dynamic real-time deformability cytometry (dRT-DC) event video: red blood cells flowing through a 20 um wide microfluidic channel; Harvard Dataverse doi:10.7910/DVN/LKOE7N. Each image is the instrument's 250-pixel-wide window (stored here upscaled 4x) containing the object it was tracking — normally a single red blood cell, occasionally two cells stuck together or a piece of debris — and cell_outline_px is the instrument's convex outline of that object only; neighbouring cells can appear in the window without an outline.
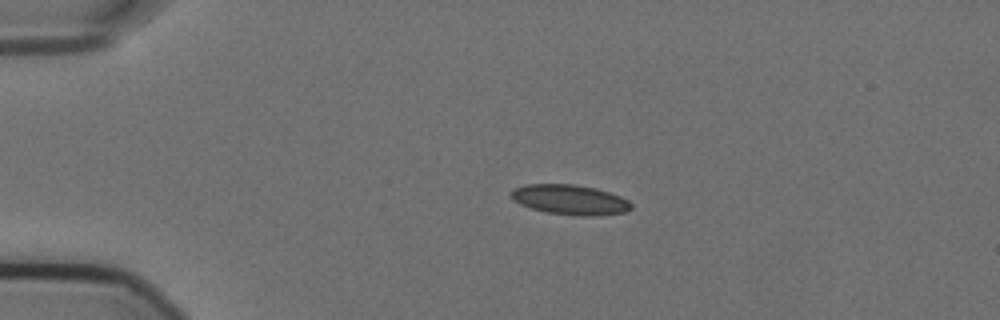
{"species": "Egyptian fruit bat (a non-hibernating species)", "species_latin": "Rousettus aegyptiacus", "temperature_condition": "cold", "stored_images_in_passage": 8, "camera_frame_rate_fps": 3000, "um_per_image_px": 0.085, "animal": {"sex": "female"}, "frame": {"image": 1, "passage_image": 1, "time_ms": 0.0, "image_size_px": [1000, 320], "cell_outline_px": [[632, 208], [624, 212], [600, 216], [576, 216], [544, 212], [520, 204], [512, 200], [508, 196], [508, 192], [512, 188], [524, 184], [576, 184], [596, 188], [620, 196], [628, 200], [632, 204]], "centroid_in_image_um": [48.39, 16.97], "position_along_channel_um": 36.6, "area_um2": 21.44}}